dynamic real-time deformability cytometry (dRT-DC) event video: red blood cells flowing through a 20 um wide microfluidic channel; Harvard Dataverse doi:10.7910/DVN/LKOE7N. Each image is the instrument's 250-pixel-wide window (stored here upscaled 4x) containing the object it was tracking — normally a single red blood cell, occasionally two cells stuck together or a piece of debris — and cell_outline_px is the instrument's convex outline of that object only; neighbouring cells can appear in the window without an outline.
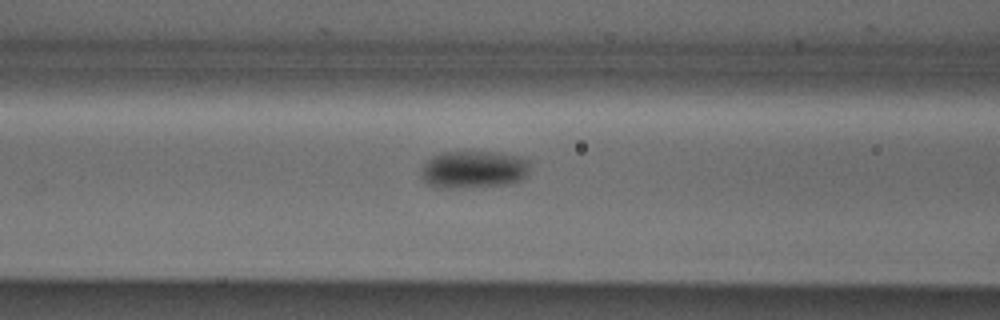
{"species": "Egyptian fruit bat (a non-hibernating species)", "species_latin": "Rousettus aegyptiacus", "temperature_condition": "cold", "stored_images_in_passage": 34, "camera_frame_rate_fps": 3000, "um_per_image_px": 0.085, "animal": {"sex": "male"}, "frame": {"image": 1, "passage_image": 10, "time_ms": 3.0, "image_size_px": [1000, 320], "cell_outline_px": [[532, 160], [528, 172], [520, 180], [512, 184], [464, 188], [436, 188], [428, 184], [420, 176], [420, 172], [424, 164], [432, 156], [444, 152], [492, 152], [516, 156]], "centroid_in_image_um": [40.26, 14.42], "position_along_channel_um": 126.3, "area_um2": 24.04}}
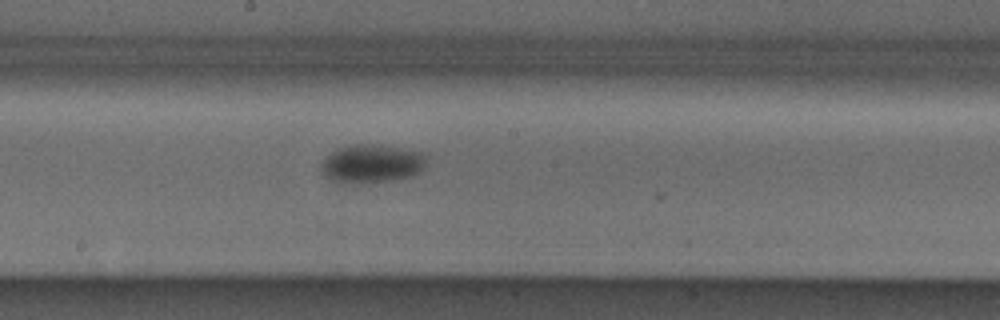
{"frame": {"image": 2, "passage_image": 17, "time_ms": 5.333, "image_size_px": [1000, 320], "cell_outline_px": [[424, 168], [420, 172], [412, 176], [388, 180], [352, 184], [332, 180], [320, 172], [320, 164], [332, 152], [340, 148], [352, 144], [372, 144], [424, 152]], "centroid_in_image_um": [31.57, 13.91], "position_along_channel_um": 216.6, "area_um2": 23.29}}
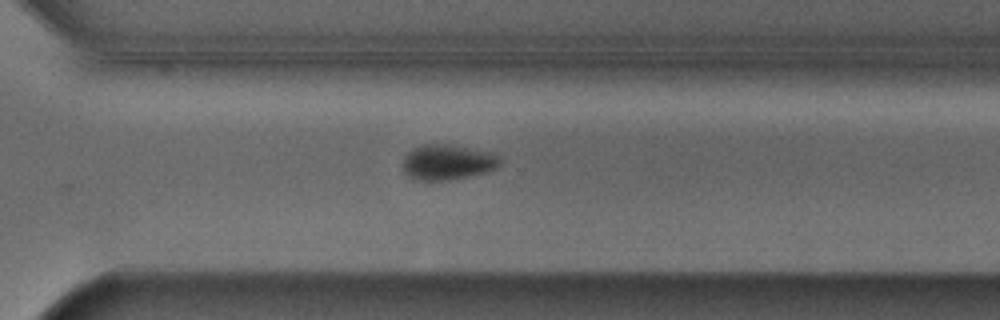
{"frame": {"image": 3, "passage_image": 26, "time_ms": 8.333, "image_size_px": [1000, 320], "cell_outline_px": [[500, 164], [496, 168], [484, 172], [448, 180], [420, 180], [404, 172], [404, 156], [412, 148], [424, 144], [456, 144], [496, 152], [500, 156]], "centroid_in_image_um": [38.1, 13.74], "position_along_channel_um": 332.5, "area_um2": 20.11}, "authors_computed_cell_mechanics": {"area_um2": 22.4842, "velocity_mm_per_s": 3.871, "shape_relaxation_time_tau1_ms": 1.4178, "shape_relaxation_time_tau2_ms": null, "deformation_change_tau1": 0.0688, "deformation_change_tau2": null}}